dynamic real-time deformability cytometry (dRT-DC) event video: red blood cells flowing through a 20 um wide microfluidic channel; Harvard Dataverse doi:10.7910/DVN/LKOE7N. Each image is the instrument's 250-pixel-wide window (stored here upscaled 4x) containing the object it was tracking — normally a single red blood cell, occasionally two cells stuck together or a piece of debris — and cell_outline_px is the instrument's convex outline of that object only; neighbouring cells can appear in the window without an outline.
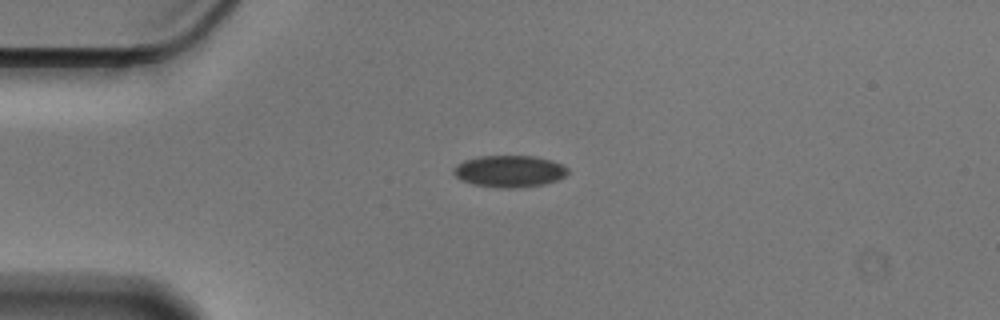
{"species": "Egyptian fruit bat (a non-hibernating species)", "species_latin": "Rousettus aegyptiacus", "temperature_condition": "cold", "stored_images_in_passage": 44, "camera_frame_rate_fps": 3000, "um_per_image_px": 0.085, "animal": {"sex": "male"}, "frame": {"image": 1, "passage_image": 1, "time_ms": 0.0, "image_size_px": [1000, 320], "cell_outline_px": [[568, 172], [564, 176], [556, 180], [544, 184], [516, 188], [500, 188], [472, 184], [460, 180], [452, 172], [452, 168], [456, 164], [464, 160], [480, 156], [536, 156], [552, 160], [568, 168]], "centroid_in_image_um": [43.26, 14.55], "position_along_channel_um": 41.7, "area_um2": 21.27}}
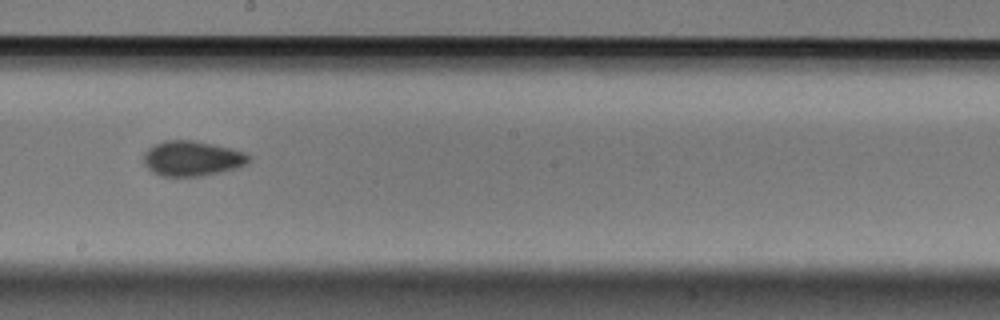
{"frame": {"image": 2, "passage_image": 19, "time_ms": 6.0, "image_size_px": [1000, 320], "cell_outline_px": [[252, 160], [248, 164], [224, 172], [204, 176], [160, 176], [152, 172], [144, 164], [144, 152], [148, 148], [164, 140], [192, 140], [232, 148], [244, 152], [252, 156]], "centroid_in_image_um": [16.37, 13.48], "position_along_channel_um": 231.8, "area_um2": 21.85}}
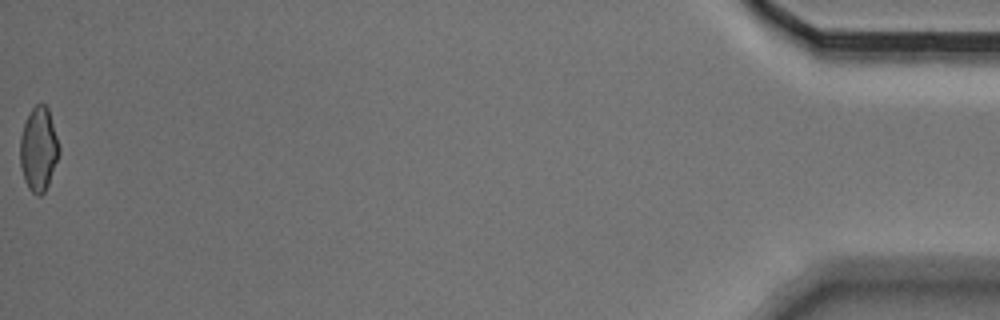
{"frame": {"image": 3, "passage_image": 44, "time_ms": 14.333, "image_size_px": [1000, 320], "cell_outline_px": [[60, 152], [48, 184], [44, 192], [40, 196], [36, 196], [28, 188], [24, 180], [20, 164], [20, 136], [24, 124], [32, 108], [36, 104], [44, 104], [48, 108], [60, 148]], "centroid_in_image_um": [3.27, 12.7], "position_along_channel_um": 431.9, "area_um2": 18.96}, "authors_computed_cell_mechanics": {"area_um2": 20.3745, "velocity_mm_per_s": 3.5609, "shape_relaxation_time_tau1_ms": 3.4755, "shape_relaxation_time_tau2_ms": 4.5541, "deformation_change_tau1": 0.0845, "deformation_change_tau2": 0.0917}}